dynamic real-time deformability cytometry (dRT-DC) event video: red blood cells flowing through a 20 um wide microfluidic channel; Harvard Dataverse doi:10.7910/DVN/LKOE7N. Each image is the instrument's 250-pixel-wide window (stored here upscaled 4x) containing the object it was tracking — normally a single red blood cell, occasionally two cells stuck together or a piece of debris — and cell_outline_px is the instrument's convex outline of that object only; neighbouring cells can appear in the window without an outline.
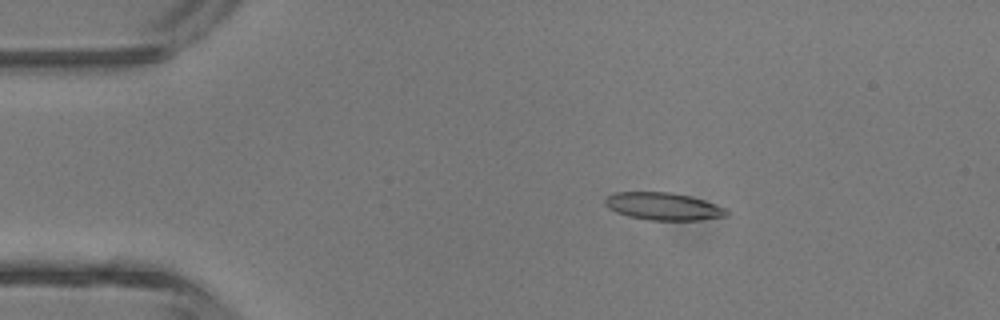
{"species": "common noctule bat (a hibernating species)", "species_latin": "Nyctalus noctula", "temperature_condition": "room temperature", "stored_images_in_passage": 5, "camera_frame_rate_fps": 3000, "um_per_image_px": 0.085, "animal": {"sex": "male", "body_mass_g": 13.3}, "frame": {"image": 1, "passage_image": 3, "time_ms": 2.333, "image_size_px": [1000, 320], "cell_outline_px": [[728, 216], [700, 220], [648, 220], [628, 216], [616, 212], [608, 208], [604, 204], [604, 196], [612, 192], [668, 192], [688, 196], [704, 200], [728, 208]], "centroid_in_image_um": [56.35, 17.54], "position_along_channel_um": 28.6, "area_um2": 19.71}}
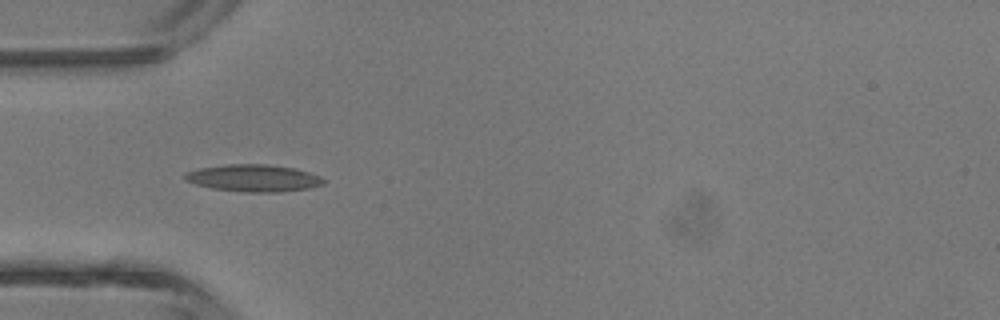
{"frame": {"image": 2, "passage_image": 4, "time_ms": 4.333, "image_size_px": [1000, 320], "cell_outline_px": [[324, 184], [308, 188], [280, 192], [244, 192], [212, 188], [196, 184], [184, 180], [184, 176], [188, 172], [200, 168], [228, 164], [268, 164], [292, 168], [308, 172], [320, 176], [324, 180]], "centroid_in_image_um": [21.55, 15.14], "position_along_channel_um": 63.4, "area_um2": 21.68}}
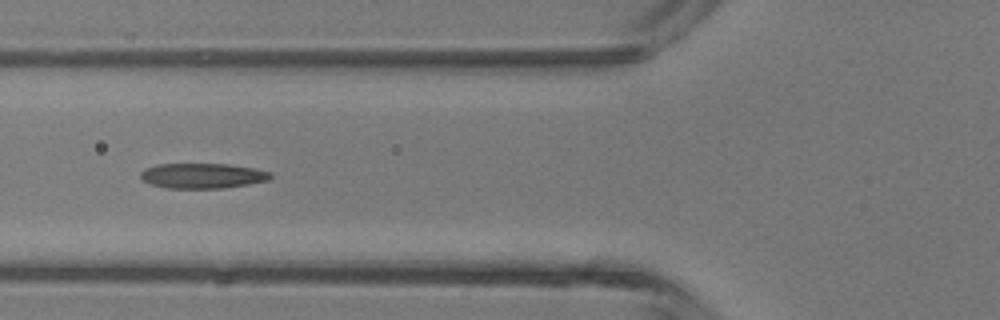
{"frame": {"image": 3, "passage_image": 5, "time_ms": 5.333, "image_size_px": [1000, 320], "cell_outline_px": [[272, 176], [268, 180], [248, 184], [224, 188], [168, 188], [152, 184], [144, 180], [140, 176], [140, 172], [144, 168], [156, 164], [228, 164], [252, 168], [272, 172]], "centroid_in_image_um": [17.21, 14.93], "position_along_channel_um": 108.6, "area_um2": 18.96}}